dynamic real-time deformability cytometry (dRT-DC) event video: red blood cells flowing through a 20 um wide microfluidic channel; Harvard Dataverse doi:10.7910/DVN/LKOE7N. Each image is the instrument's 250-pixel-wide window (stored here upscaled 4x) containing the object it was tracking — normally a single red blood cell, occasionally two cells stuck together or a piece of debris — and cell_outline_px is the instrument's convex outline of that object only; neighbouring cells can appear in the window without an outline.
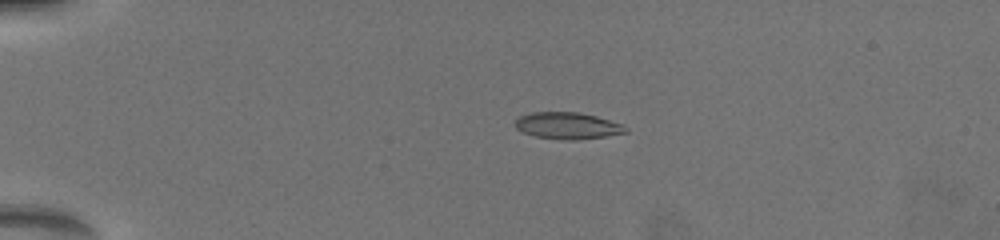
{"species": "common noctule bat (a hibernating species)", "species_latin": "Nyctalus noctula", "temperature_condition": "warm", "stored_images_in_passage": 40, "camera_frame_rate_fps": 3000, "um_per_image_px": 0.085, "animal": {"sex": "female", "body_mass_g": 19.5, "forearm_length_mm": 54.1}, "frame": {"image": 1, "passage_image": 10, "time_ms": 4.333, "image_size_px": [1000, 240], "cell_outline_px": [[628, 132], [604, 136], [576, 140], [564, 140], [536, 136], [524, 132], [516, 128], [516, 120], [520, 116], [532, 112], [576, 112], [596, 116], [624, 124], [628, 128]], "centroid_in_image_um": [48.28, 10.68], "position_along_channel_um": 36.7, "area_um2": 17.05}}
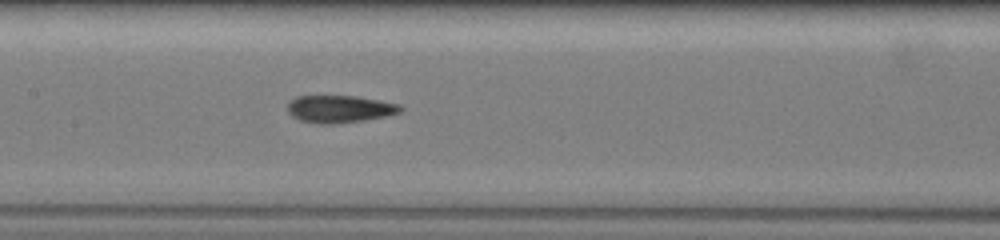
{"frame": {"image": 2, "passage_image": 22, "time_ms": 9.667, "image_size_px": [1000, 240], "cell_outline_px": [[404, 108], [400, 112], [392, 116], [340, 124], [316, 124], [300, 120], [292, 116], [288, 112], [288, 104], [292, 100], [300, 96], [352, 96], [376, 100], [396, 104]], "centroid_in_image_um": [28.89, 9.29], "position_along_channel_um": 178.5, "area_um2": 18.03}}
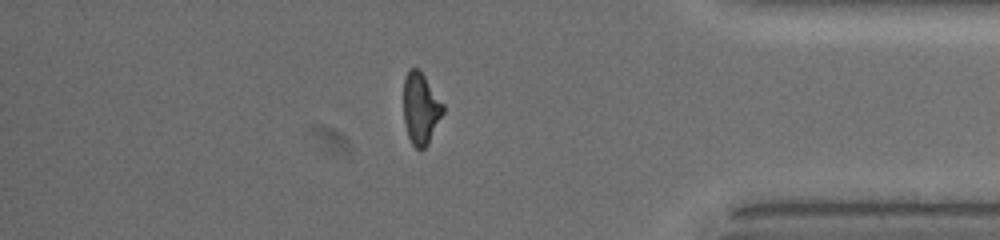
{"frame": {"image": 3, "passage_image": 36, "time_ms": 16.0, "image_size_px": [1000, 240], "cell_outline_px": [[444, 112], [428, 144], [424, 148], [416, 148], [412, 144], [408, 136], [404, 124], [404, 80], [408, 68], [416, 68], [424, 76], [444, 104]], "centroid_in_image_um": [35.76, 9.23], "position_along_channel_um": 399.4, "area_um2": 16.36}, "authors_computed_cell_mechanics": {"area_um2": 17.1666, "velocity_mm_per_s": 3.8508, "shape_relaxation_time_tau1_ms": 4.259, "shape_relaxation_time_tau2_ms": 2.117, "deformation_change_tau1": 0.1672, "deformation_change_tau2": 0.0842}}